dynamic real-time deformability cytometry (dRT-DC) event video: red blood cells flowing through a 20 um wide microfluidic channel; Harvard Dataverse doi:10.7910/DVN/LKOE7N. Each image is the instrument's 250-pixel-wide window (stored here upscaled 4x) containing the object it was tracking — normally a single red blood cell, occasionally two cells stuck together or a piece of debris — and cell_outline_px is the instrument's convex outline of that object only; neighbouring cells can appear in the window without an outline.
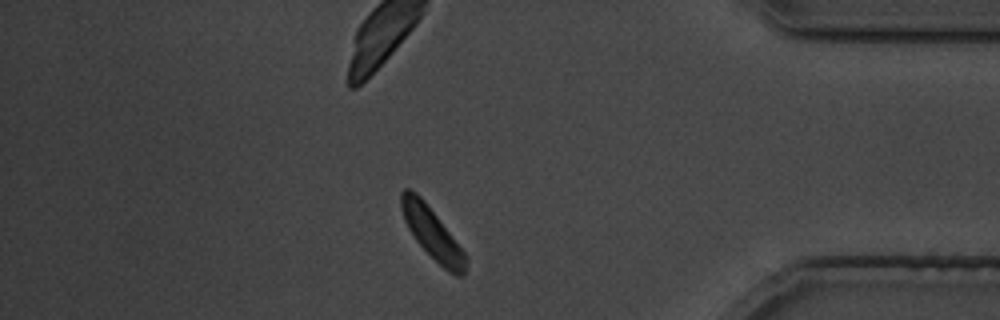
{"species": "common noctule bat (a hibernating species)", "species_latin": "Nyctalus noctula", "temperature_condition": "cold", "stored_images_in_passage": 28, "camera_frame_rate_fps": 3000, "um_per_image_px": 0.085, "animal": {"sex": "male", "body_mass_g": 19.5, "forearm_length_mm": 54.6}, "frame": {"image": 1, "passage_image": 24, "time_ms": 28.333, "image_size_px": [1000, 320], "cell_outline_px": [[468, 260], [464, 276], [456, 276], [448, 272], [416, 240], [408, 228], [404, 220], [400, 204], [400, 192], [404, 188], [408, 188], [416, 192], [424, 200], [468, 256]], "centroid_in_image_um": [36.75, 19.83], "position_along_channel_um": 398.5, "area_um2": 19.13}}